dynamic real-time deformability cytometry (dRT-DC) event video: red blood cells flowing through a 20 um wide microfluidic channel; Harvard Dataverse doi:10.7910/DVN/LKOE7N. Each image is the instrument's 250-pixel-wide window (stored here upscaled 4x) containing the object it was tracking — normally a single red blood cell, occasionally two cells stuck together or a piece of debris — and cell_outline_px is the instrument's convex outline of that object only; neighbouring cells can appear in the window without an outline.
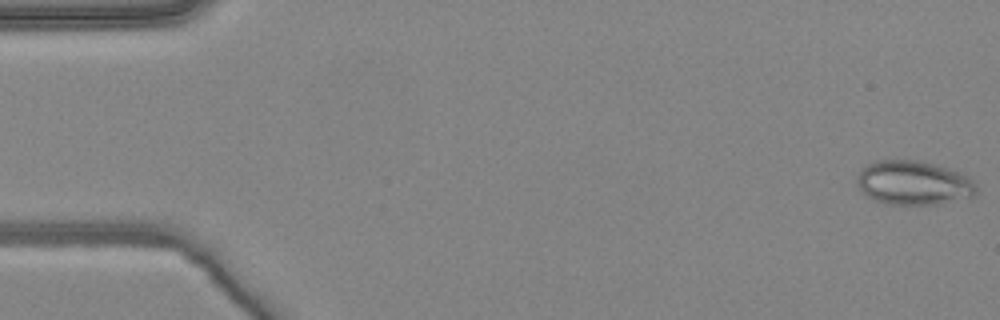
{"species": "common noctule bat (a hibernating species)", "species_latin": "Nyctalus noctula", "temperature_condition": "warm", "stored_images_in_passage": 5, "camera_frame_rate_fps": 3000, "um_per_image_px": 0.085, "animal": {"sex": "female", "body_mass_g": 24.6, "forearm_length_mm": 56.2}, "frame": {"image": 1, "passage_image": 1, "time_ms": 0.0, "image_size_px": [1000, 320], "cell_outline_px": [[976, 188], [972, 196], [936, 204], [884, 204], [872, 200], [860, 188], [856, 180], [856, 176], [868, 164], [876, 160], [924, 160], [960, 172], [968, 176], [972, 180]], "centroid_in_image_um": [77.62, 15.53], "position_along_channel_um": 7.4, "area_um2": 30.58}}